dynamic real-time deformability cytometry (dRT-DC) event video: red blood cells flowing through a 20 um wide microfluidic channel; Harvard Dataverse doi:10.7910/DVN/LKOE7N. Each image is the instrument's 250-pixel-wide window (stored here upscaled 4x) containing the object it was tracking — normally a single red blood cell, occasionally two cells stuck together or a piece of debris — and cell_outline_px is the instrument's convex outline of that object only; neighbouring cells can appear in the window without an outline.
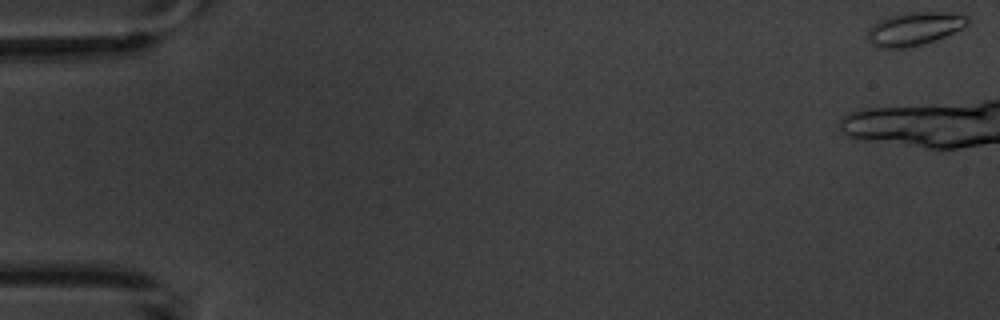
{"species": "common noctule bat (a hibernating species)", "species_latin": "Nyctalus noctula", "temperature_condition": "warm", "stored_images_in_passage": 7, "camera_frame_rate_fps": 3000, "um_per_image_px": 0.085, "animal": {"sex": "male", "body_mass_g": 20.1, "forearm_length_mm": 53.5}, "frame": {"image": 1, "passage_image": 1, "time_ms": 0.0, "image_size_px": [1000, 320], "cell_outline_px": [[968, 24], [936, 40], [908, 48], [876, 48], [868, 40], [868, 28], [880, 20], [888, 16], [904, 12], [952, 12], [968, 16]], "centroid_in_image_um": [77.69, 2.44], "position_along_channel_um": 7.3, "area_um2": 19.42}}